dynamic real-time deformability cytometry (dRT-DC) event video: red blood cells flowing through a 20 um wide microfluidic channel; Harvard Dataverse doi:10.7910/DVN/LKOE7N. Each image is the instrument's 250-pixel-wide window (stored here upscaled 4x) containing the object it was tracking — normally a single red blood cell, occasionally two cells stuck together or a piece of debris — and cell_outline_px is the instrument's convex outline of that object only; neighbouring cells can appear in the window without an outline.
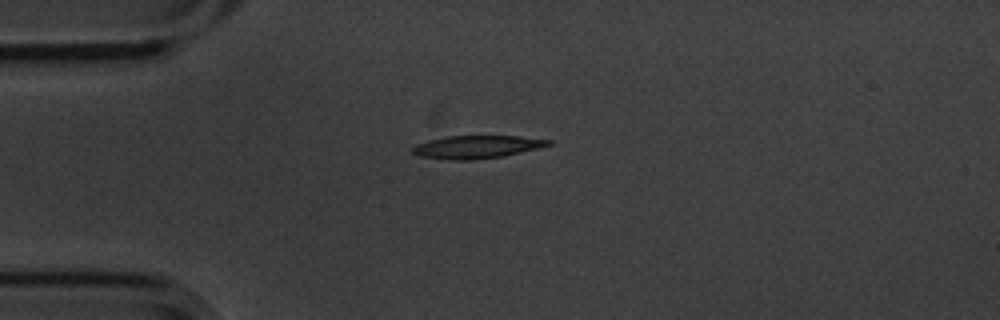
{"species": "common noctule bat (a hibernating species)", "species_latin": "Nyctalus noctula", "temperature_condition": "cold", "stored_images_in_passage": 2, "camera_frame_rate_fps": 3000, "um_per_image_px": 0.085, "animal": {"sex": "male", "body_mass_g": 20.1, "forearm_length_mm": 53.5}, "frame": {"image": 1, "passage_image": 1, "time_ms": 0.0, "image_size_px": [1000, 320], "cell_outline_px": [[552, 144], [504, 156], [468, 160], [452, 160], [420, 156], [412, 152], [412, 148], [416, 144], [428, 140], [448, 136], [516, 136], [552, 140]], "centroid_in_image_um": [40.49, 12.48], "position_along_channel_um": 44.5, "area_um2": 17.86}}